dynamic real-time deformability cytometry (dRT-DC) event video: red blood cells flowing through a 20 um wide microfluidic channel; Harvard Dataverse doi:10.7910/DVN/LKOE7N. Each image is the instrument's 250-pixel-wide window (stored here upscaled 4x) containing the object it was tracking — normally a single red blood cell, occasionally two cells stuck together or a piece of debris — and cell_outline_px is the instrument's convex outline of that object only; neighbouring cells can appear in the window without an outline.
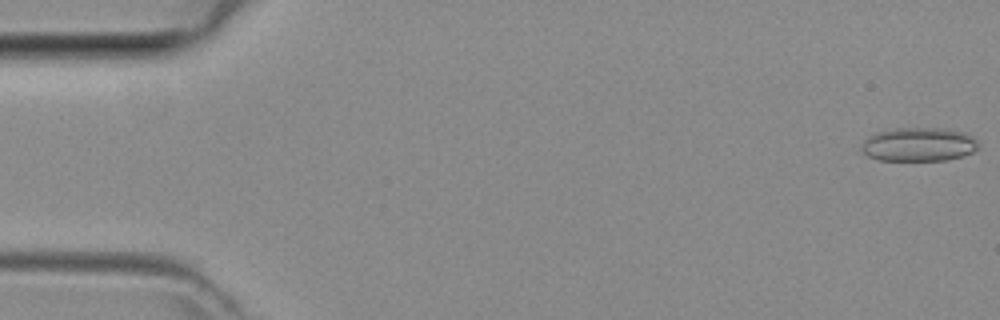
{"species": "common noctule bat (a hibernating species)", "species_latin": "Nyctalus noctula", "temperature_condition": "room temperature", "stored_images_in_passage": 21, "camera_frame_rate_fps": 3000, "um_per_image_px": 0.085, "animal": {"sex": "female", "body_mass_g": 29.2, "forearm_length_mm": 56.3}, "frame": {"image": 1, "passage_image": 1, "time_ms": 0.0, "image_size_px": [1000, 320], "cell_outline_px": [[980, 148], [964, 156], [948, 160], [880, 160], [868, 156], [860, 148], [864, 140], [868, 136], [876, 132], [896, 128], [948, 128], [964, 132], [972, 136], [976, 140]], "centroid_in_image_um": [78.12, 12.27], "position_along_channel_um": 6.9, "area_um2": 23.24}}
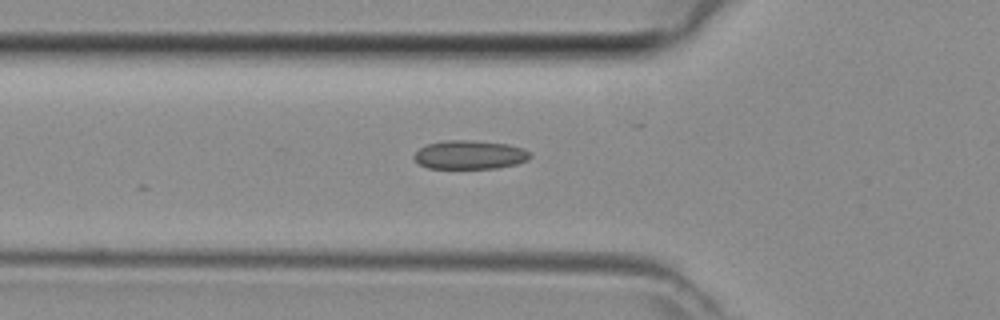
{"frame": {"image": 2, "passage_image": 16, "time_ms": 5.0, "image_size_px": [1000, 320], "cell_outline_px": [[532, 156], [528, 160], [516, 164], [500, 168], [428, 168], [420, 164], [412, 156], [420, 148], [428, 144], [444, 140], [472, 140], [508, 144], [524, 148], [532, 152]], "centroid_in_image_um": [39.98, 13.15], "position_along_channel_um": 85.8, "area_um2": 19.59}}
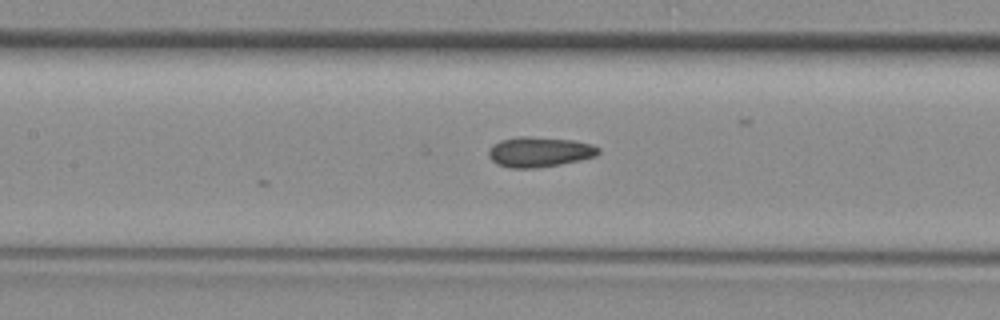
{"frame": {"image": 3, "passage_image": 21, "time_ms": 6.667, "image_size_px": [1000, 320], "cell_outline_px": [[600, 152], [596, 156], [580, 160], [560, 164], [536, 168], [512, 168], [496, 164], [488, 156], [488, 152], [500, 140], [520, 136], [524, 136], [572, 140], [592, 144], [600, 148]], "centroid_in_image_um": [45.87, 12.92], "position_along_channel_um": 161.5, "area_um2": 19.13}}